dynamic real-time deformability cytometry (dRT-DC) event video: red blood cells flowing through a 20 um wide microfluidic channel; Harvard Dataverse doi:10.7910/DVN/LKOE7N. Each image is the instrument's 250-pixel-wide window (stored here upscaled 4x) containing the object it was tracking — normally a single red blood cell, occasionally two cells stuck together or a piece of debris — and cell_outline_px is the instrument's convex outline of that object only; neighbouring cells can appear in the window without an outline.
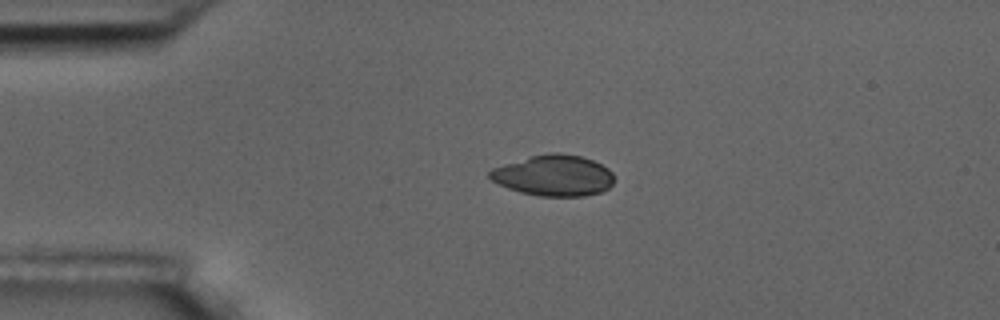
{"species": "common noctule bat (a hibernating species)", "species_latin": "Nyctalus noctula", "temperature_condition": "room temperature", "stored_images_in_passage": 4, "camera_frame_rate_fps": 3000, "um_per_image_px": 0.085, "animal": {"sex": "male", "body_mass_g": 17.5, "forearm_length_mm": 52.3}, "frame": {"image": 1, "passage_image": 3, "time_ms": 2.333, "image_size_px": [1000, 320], "cell_outline_px": [[612, 184], [608, 188], [600, 192], [584, 196], [540, 196], [520, 192], [508, 188], [492, 180], [488, 176], [488, 172], [492, 168], [528, 156], [552, 152], [560, 152], [580, 156], [592, 160], [608, 168], [612, 172]], "centroid_in_image_um": [47.05, 14.91], "position_along_channel_um": 38.0, "area_um2": 29.65}}